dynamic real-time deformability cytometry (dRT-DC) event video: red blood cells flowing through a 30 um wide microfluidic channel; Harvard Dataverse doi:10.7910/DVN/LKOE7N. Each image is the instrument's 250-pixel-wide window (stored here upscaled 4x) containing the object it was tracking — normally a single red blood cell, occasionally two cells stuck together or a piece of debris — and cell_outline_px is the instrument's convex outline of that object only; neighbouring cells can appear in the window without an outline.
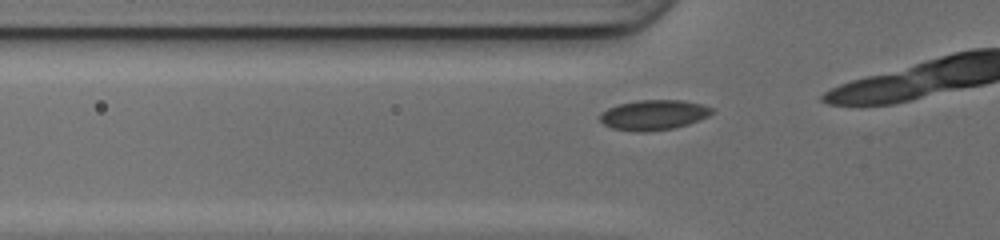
{"species": "common noctule bat (a hibernating species)", "species_latin": "Nyctalus noctula", "temperature_condition": "cold", "stored_images_in_passage": 8, "camera_frame_rate_fps": 3000, "um_per_image_px": 0.085, "animal": {"sex": "female", "body_mass_g": 17.0, "forearm_length_mm": 48.0}, "frame": {"image": 1, "passage_image": 5, "time_ms": 1.333, "image_size_px": [1000, 240], "cell_outline_px": [[712, 112], [708, 116], [688, 124], [672, 128], [648, 132], [636, 132], [612, 128], [604, 124], [600, 120], [600, 112], [608, 108], [620, 104], [636, 100], [680, 100], [700, 104], [712, 108]], "centroid_in_image_um": [55.52, 9.77], "position_along_channel_um": 70.3, "area_um2": 19.48}}